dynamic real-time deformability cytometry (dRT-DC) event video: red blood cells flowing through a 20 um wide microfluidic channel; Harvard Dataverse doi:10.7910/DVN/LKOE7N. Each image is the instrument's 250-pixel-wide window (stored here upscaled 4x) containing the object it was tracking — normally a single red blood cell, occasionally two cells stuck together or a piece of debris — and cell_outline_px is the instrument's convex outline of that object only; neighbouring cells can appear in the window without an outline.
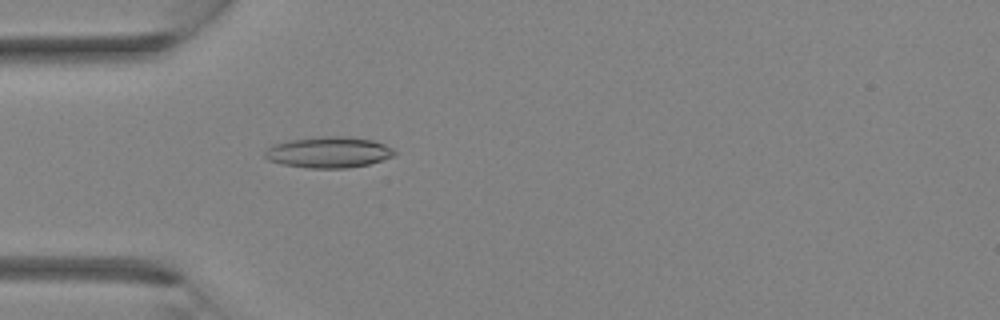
{"species": "Egyptian fruit bat (a non-hibernating species)", "species_latin": "Rousettus aegyptiacus", "temperature_condition": "room temperature", "stored_images_in_passage": 35, "camera_frame_rate_fps": 3000, "um_per_image_px": 0.085, "animal": {"sex": "female"}, "frame": {"image": 1, "passage_image": 11, "time_ms": 3.333, "image_size_px": [1000, 320], "cell_outline_px": [[396, 152], [392, 156], [368, 164], [348, 168], [308, 168], [284, 164], [268, 160], [264, 156], [264, 152], [272, 144], [288, 140], [324, 136], [348, 136], [372, 140], [384, 144], [392, 148]], "centroid_in_image_um": [27.9, 12.93], "position_along_channel_um": 57.1, "area_um2": 23.35}}
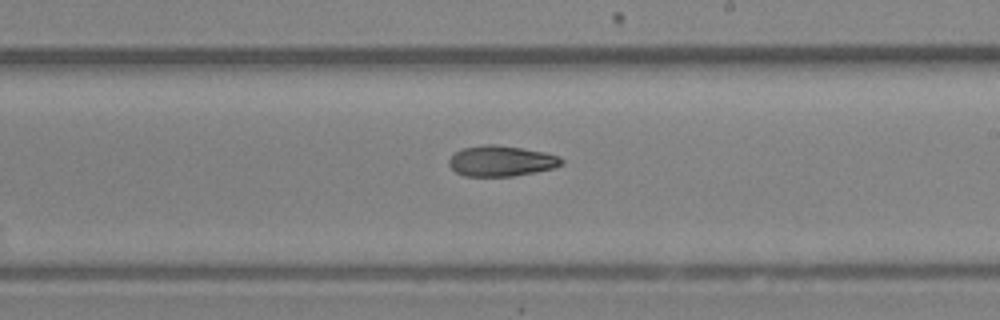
{"frame": {"image": 2, "passage_image": 21, "time_ms": 6.667, "image_size_px": [1000, 320], "cell_outline_px": [[564, 164], [552, 168], [512, 176], [464, 176], [456, 172], [448, 164], [448, 160], [456, 152], [464, 148], [488, 144], [496, 144], [544, 152], [560, 156], [564, 160]], "centroid_in_image_um": [42.61, 13.68], "position_along_channel_um": 246.4, "area_um2": 19.88}}
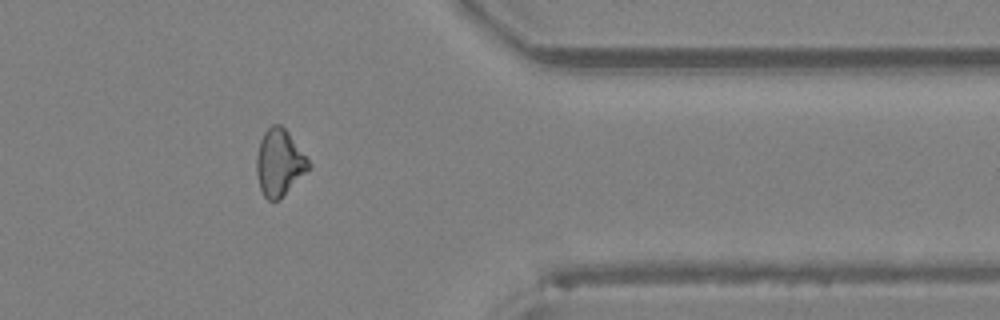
{"frame": {"image": 3, "passage_image": 29, "time_ms": 9.333, "image_size_px": [1000, 320], "cell_outline_px": [[312, 168], [280, 200], [268, 200], [264, 196], [260, 188], [256, 172], [256, 156], [260, 140], [264, 132], [272, 124], [280, 124], [288, 132], [312, 164]], "centroid_in_image_um": [23.76, 13.85], "position_along_channel_um": 387.6, "area_um2": 20.52}}